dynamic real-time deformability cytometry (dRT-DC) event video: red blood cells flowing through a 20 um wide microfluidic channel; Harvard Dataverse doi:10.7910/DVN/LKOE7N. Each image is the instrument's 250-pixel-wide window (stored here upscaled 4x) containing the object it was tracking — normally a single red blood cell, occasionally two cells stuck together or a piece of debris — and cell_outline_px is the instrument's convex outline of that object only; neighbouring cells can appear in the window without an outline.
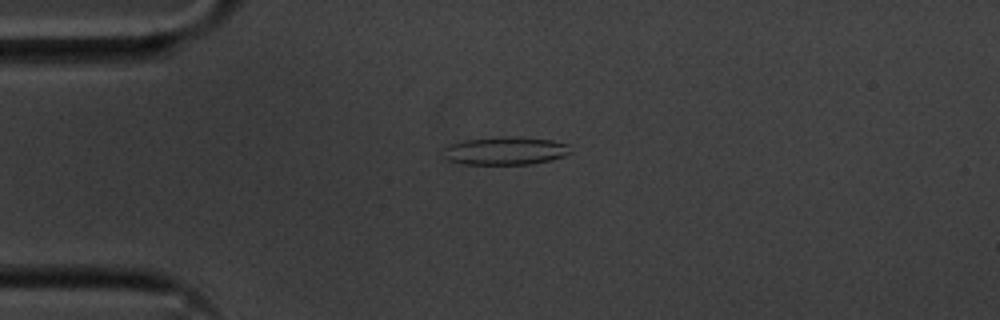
{"species": "common noctule bat (a hibernating species)", "species_latin": "Nyctalus noctula", "temperature_condition": "cold", "stored_images_in_passage": 55, "camera_frame_rate_fps": 3000, "um_per_image_px": 0.085, "animal": {"sex": "male", "body_mass_g": 20.1, "forearm_length_mm": 53.5}, "frame": {"image": 1, "passage_image": 13, "time_ms": 4.0, "image_size_px": [1000, 320], "cell_outline_px": [[572, 152], [564, 156], [552, 160], [532, 164], [464, 164], [444, 160], [444, 148], [448, 144], [464, 140], [500, 136], [508, 136], [552, 140], [568, 144]], "centroid_in_image_um": [42.93, 12.82], "position_along_channel_um": 42.1, "area_um2": 21.04}}
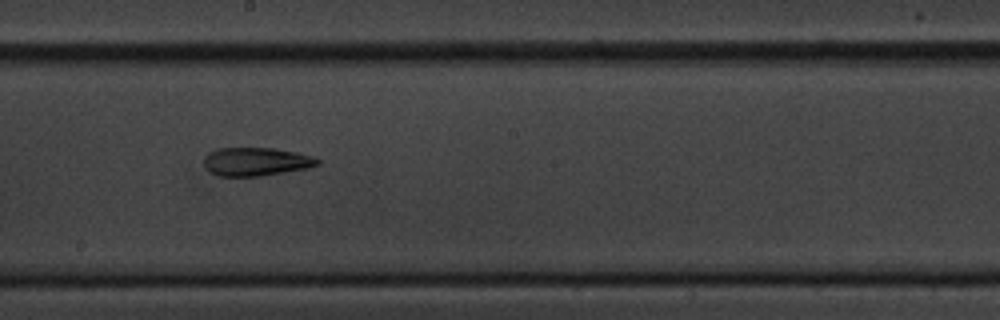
{"frame": {"image": 2, "passage_image": 30, "time_ms": 9.667, "image_size_px": [1000, 320], "cell_outline_px": [[320, 164], [308, 168], [260, 176], [216, 176], [208, 172], [204, 168], [204, 156], [208, 152], [216, 148], [272, 148], [296, 152], [316, 156], [320, 160]], "centroid_in_image_um": [21.74, 13.74], "position_along_channel_um": 226.5, "area_um2": 19.13}}
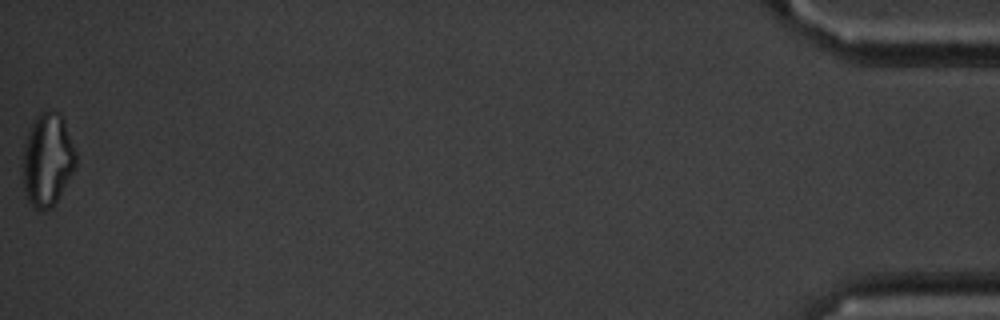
{"frame": {"image": 3, "passage_image": 55, "time_ms": 18.0, "image_size_px": [1000, 320], "cell_outline_px": [[76, 168], [52, 208], [44, 212], [36, 212], [28, 200], [24, 192], [24, 144], [28, 132], [36, 116], [40, 112], [60, 112], [64, 120], [76, 152]], "centroid_in_image_um": [4.05, 13.63], "position_along_channel_um": 431.2, "area_um2": 28.78}, "authors_computed_cell_mechanics": {"area_um2": 20.9814, "velocity_mm_per_s": 3.628, "shape_relaxation_time_tau1_ms": null, "shape_relaxation_time_tau2_ms": 6.4419, "deformation_change_tau1": null, "deformation_change_tau2": 0.1706}}